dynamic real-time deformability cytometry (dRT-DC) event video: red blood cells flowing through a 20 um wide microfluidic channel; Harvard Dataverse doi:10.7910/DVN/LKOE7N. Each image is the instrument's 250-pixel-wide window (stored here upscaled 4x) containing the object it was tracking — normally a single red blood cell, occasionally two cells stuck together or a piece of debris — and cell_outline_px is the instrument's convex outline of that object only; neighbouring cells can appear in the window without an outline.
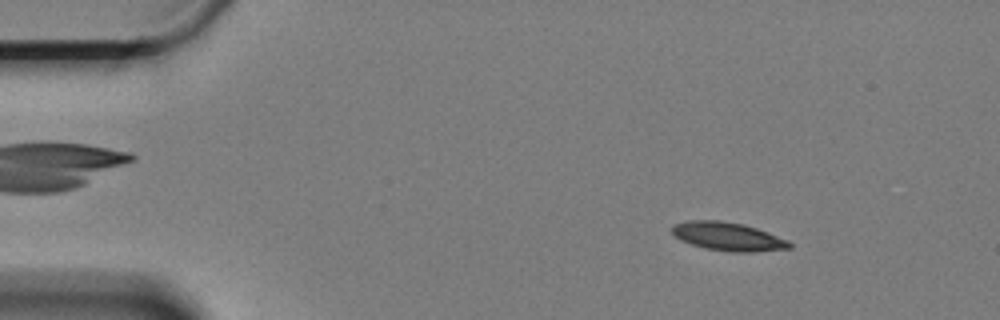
{"species": "Egyptian fruit bat (a non-hibernating species)", "species_latin": "Rousettus aegyptiacus", "temperature_condition": "cold", "stored_images_in_passage": 60, "camera_frame_rate_fps": 3000, "um_per_image_px": 0.085, "animal": {"sex": "female"}, "frame": {"image": 1, "passage_image": 8, "time_ms": 2.333, "image_size_px": [1000, 320], "cell_outline_px": [[792, 248], [752, 252], [732, 252], [704, 248], [680, 240], [672, 232], [672, 224], [692, 220], [716, 220], [744, 224], [768, 232], [788, 240], [792, 244]], "centroid_in_image_um": [61.89, 20.1], "position_along_channel_um": 23.1, "area_um2": 19.42}}
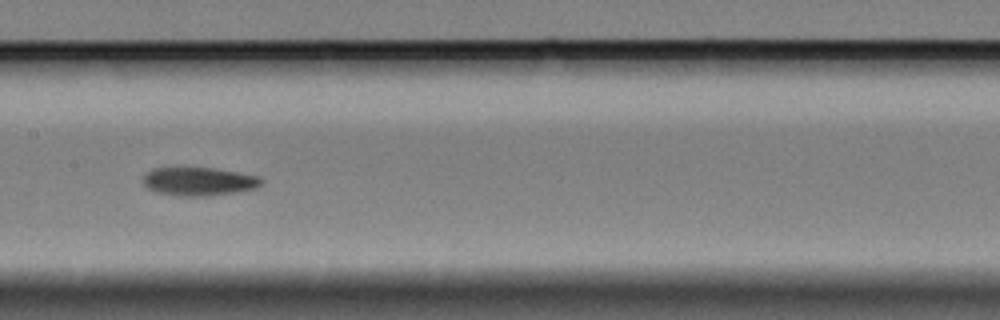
{"frame": {"image": 2, "passage_image": 30, "time_ms": 9.667, "image_size_px": [1000, 320], "cell_outline_px": [[264, 180], [256, 188], [236, 192], [208, 196], [180, 196], [156, 192], [148, 188], [144, 184], [144, 176], [152, 168], [216, 168], [260, 176]], "centroid_in_image_um": [16.94, 15.42], "position_along_channel_um": 190.5, "area_um2": 19.54}}
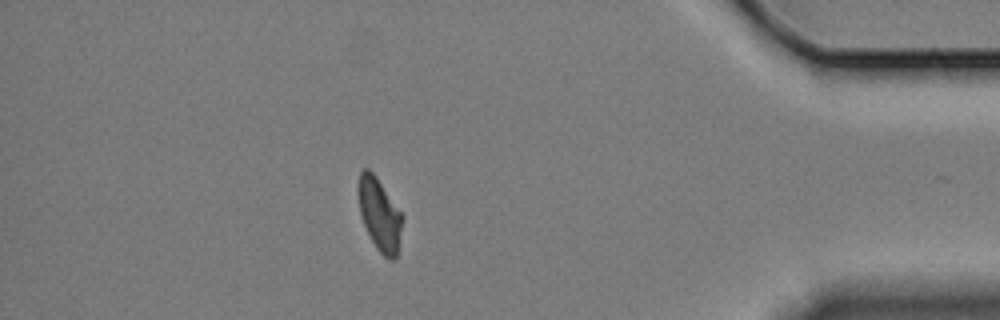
{"frame": {"image": 3, "passage_image": 53, "time_ms": 17.333, "image_size_px": [1000, 320], "cell_outline_px": [[404, 216], [396, 256], [392, 260], [388, 260], [376, 248], [360, 216], [356, 192], [356, 184], [360, 172], [364, 168], [368, 168], [376, 176]], "centroid_in_image_um": [32.22, 18.18], "position_along_channel_um": 403.0, "area_um2": 18.84}, "authors_computed_cell_mechanics": {"area_um2": 19.3341, "velocity_mm_per_s": 3.2882, "shape_relaxation_time_tau1_ms": 4.974, "shape_relaxation_time_tau2_ms": 3.7102, "deformation_change_tau1": 0.1459, "deformation_change_tau2": 0.0856}}